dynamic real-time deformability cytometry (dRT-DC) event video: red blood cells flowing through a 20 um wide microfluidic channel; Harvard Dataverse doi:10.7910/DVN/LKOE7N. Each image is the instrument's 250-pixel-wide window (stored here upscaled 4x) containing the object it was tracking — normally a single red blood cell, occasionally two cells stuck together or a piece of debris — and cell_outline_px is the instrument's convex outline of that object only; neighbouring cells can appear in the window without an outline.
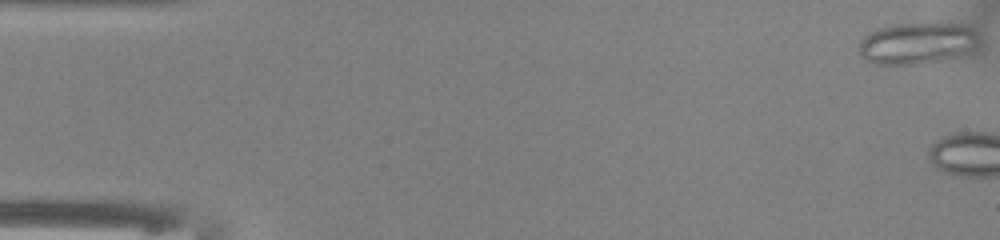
{"species": "common noctule bat (a hibernating species)", "species_latin": "Nyctalus noctula", "temperature_condition": "warm", "stored_images_in_passage": 4, "camera_frame_rate_fps": 3000, "um_per_image_px": 0.085, "animal": {"sex": "male", "body_mass_g": 13.0, "forearm_length_mm": 53.1}, "frame": {"image": 1, "passage_image": 1, "time_ms": 0.0, "image_size_px": [1000, 240], "cell_outline_px": [[976, 48], [968, 52], [956, 56], [940, 60], [916, 64], [876, 64], [864, 60], [860, 56], [860, 40], [868, 32], [876, 28], [916, 20], [940, 20], [960, 24], [972, 28], [976, 32]], "centroid_in_image_um": [77.94, 3.6], "position_along_channel_um": 7.1, "area_um2": 30.06}}